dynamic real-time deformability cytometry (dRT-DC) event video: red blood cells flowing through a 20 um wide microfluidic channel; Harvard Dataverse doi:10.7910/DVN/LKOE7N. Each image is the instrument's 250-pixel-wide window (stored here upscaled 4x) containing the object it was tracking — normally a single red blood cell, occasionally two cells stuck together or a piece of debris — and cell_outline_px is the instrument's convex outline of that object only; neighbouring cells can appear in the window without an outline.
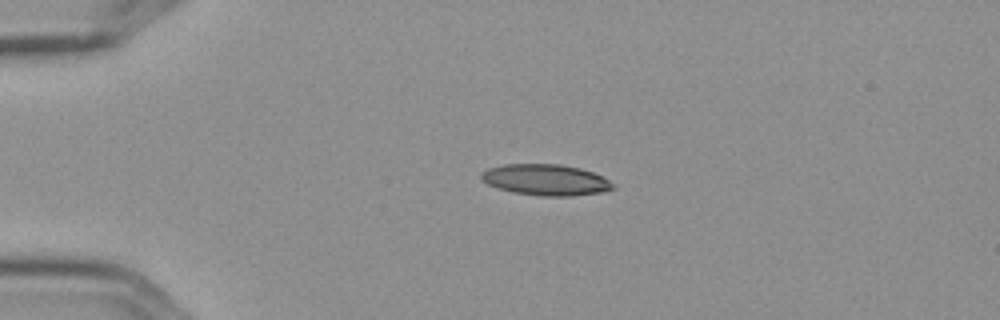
{"species": "Egyptian fruit bat (a non-hibernating species)", "species_latin": "Rousettus aegyptiacus", "temperature_condition": "cold", "stored_images_in_passage": 2, "camera_frame_rate_fps": 3000, "um_per_image_px": 0.085, "frame": {"image": 1, "passage_image": 1, "time_ms": 0.0, "image_size_px": [1000, 320], "cell_outline_px": [[616, 188], [604, 192], [572, 196], [540, 196], [512, 192], [496, 188], [480, 180], [480, 172], [488, 168], [504, 164], [560, 164], [580, 168], [592, 172], [616, 184]], "centroid_in_image_um": [46.37, 15.29], "position_along_channel_um": 38.6, "area_um2": 24.16}}
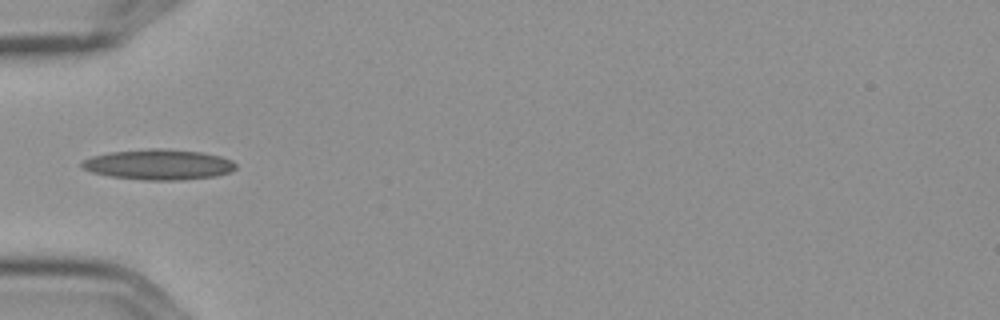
{"frame": {"image": 2, "passage_image": 2, "time_ms": 0.333, "image_size_px": [1000, 320], "cell_outline_px": [[236, 168], [232, 172], [216, 176], [184, 180], [144, 180], [112, 176], [92, 172], [84, 168], [80, 164], [84, 160], [92, 156], [108, 152], [148, 148], [160, 148], [200, 152], [220, 156], [232, 160], [236, 164]], "centroid_in_image_um": [13.52, 13.98], "position_along_channel_um": 71.5, "area_um2": 27.34}}